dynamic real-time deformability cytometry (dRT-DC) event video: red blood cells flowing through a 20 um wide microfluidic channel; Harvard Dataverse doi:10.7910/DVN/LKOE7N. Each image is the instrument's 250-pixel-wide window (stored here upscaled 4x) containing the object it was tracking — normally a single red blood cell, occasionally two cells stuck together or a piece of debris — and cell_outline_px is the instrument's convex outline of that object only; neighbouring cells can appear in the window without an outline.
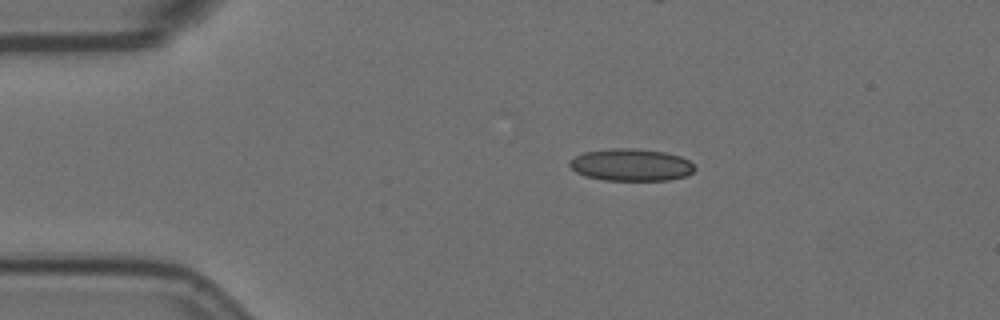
{"species": "Egyptian fruit bat (a non-hibernating species)", "species_latin": "Rousettus aegyptiacus", "temperature_condition": "room temperature", "stored_images_in_passage": 48, "camera_frame_rate_fps": 3000, "um_per_image_px": 0.085, "animal": {"sex": "female"}, "frame": {"image": 1, "passage_image": 1, "time_ms": 0.0, "image_size_px": [1000, 320], "cell_outline_px": [[692, 172], [684, 176], [668, 180], [604, 180], [584, 176], [576, 172], [568, 164], [568, 160], [584, 152], [612, 148], [636, 148], [664, 152], [680, 156], [688, 160], [692, 164]], "centroid_in_image_um": [53.58, 14.01], "position_along_channel_um": 31.4, "area_um2": 23.35}}
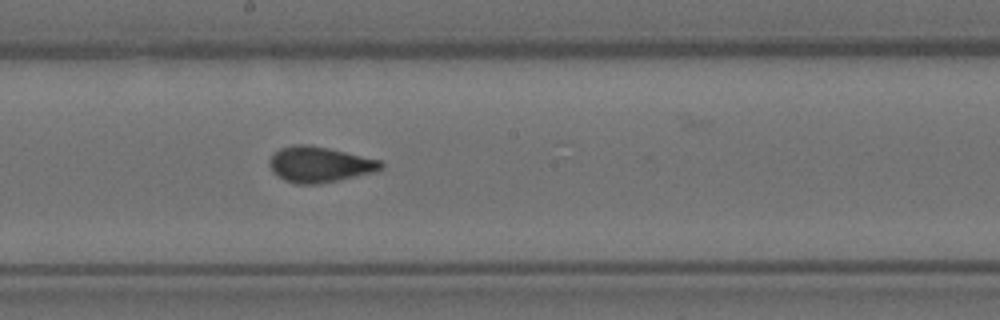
{"frame": {"image": 2, "passage_image": 21, "time_ms": 6.667, "image_size_px": [1000, 320], "cell_outline_px": [[384, 168], [376, 172], [316, 184], [296, 184], [284, 180], [272, 172], [268, 164], [268, 160], [272, 152], [280, 148], [292, 144], [308, 144], [328, 148], [380, 160], [384, 164]], "centroid_in_image_um": [27.11, 13.97], "position_along_channel_um": 221.1, "area_um2": 23.35}}
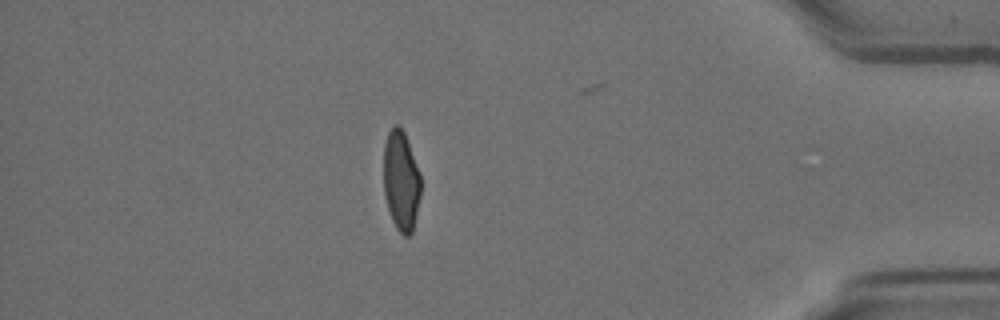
{"frame": {"image": 3, "passage_image": 40, "time_ms": 13.0, "image_size_px": [1000, 320], "cell_outline_px": [[420, 196], [412, 232], [408, 236], [404, 236], [396, 228], [392, 220], [384, 196], [384, 144], [388, 132], [396, 124], [404, 132], [420, 172]], "centroid_in_image_um": [34.08, 15.38], "position_along_channel_um": 401.1, "area_um2": 21.5}, "authors_computed_cell_mechanics": {"area_um2": 22.831, "velocity_mm_per_s": 3.5129, "shape_relaxation_time_tau1_ms": null, "shape_relaxation_time_tau2_ms": 1.014, "deformation_change_tau1": null, "deformation_change_tau2": 0.0594}}